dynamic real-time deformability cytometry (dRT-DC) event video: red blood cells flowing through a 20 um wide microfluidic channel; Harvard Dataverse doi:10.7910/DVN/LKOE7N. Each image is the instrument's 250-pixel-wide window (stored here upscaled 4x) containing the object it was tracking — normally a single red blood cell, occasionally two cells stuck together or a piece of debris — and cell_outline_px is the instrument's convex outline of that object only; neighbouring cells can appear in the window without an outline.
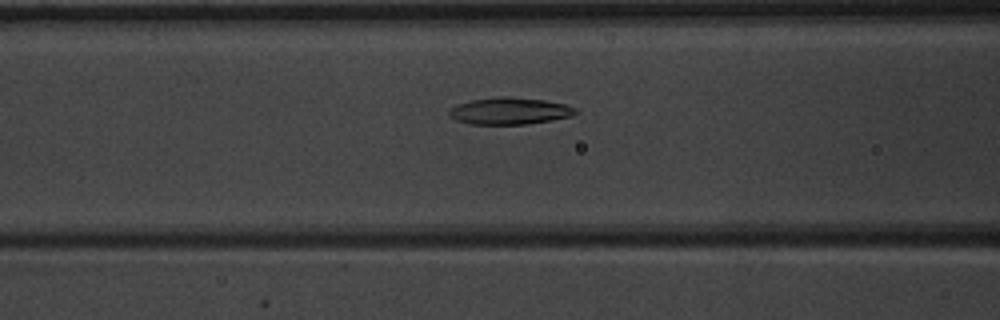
{"species": "common noctule bat (a hibernating species)", "species_latin": "Nyctalus noctula", "temperature_condition": "warm", "stored_images_in_passage": 51, "camera_frame_rate_fps": 3000, "um_per_image_px": 0.085, "animal": {"sex": "male", "body_mass_g": 20.1, "forearm_length_mm": 53.5}, "frame": {"image": 1, "passage_image": 21, "time_ms": 6.667, "image_size_px": [1000, 320], "cell_outline_px": [[580, 112], [572, 116], [552, 120], [524, 124], [472, 124], [456, 120], [448, 116], [448, 108], [456, 104], [472, 100], [500, 96], [508, 96], [544, 100], [564, 104], [576, 108]], "centroid_in_image_um": [43.3, 9.43], "position_along_channel_um": 123.3, "area_um2": 19.94}}
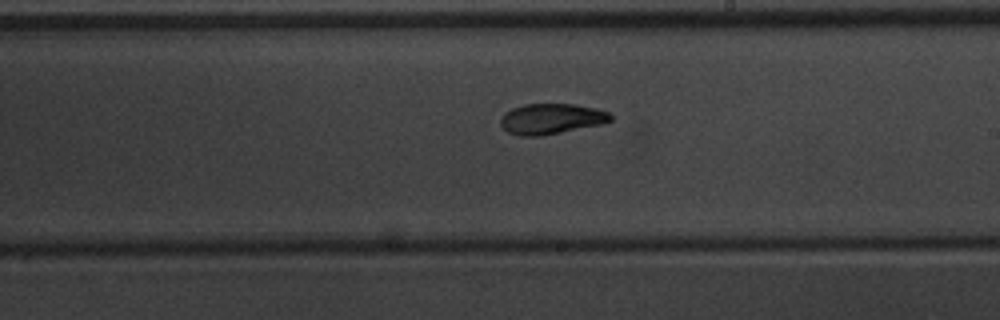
{"frame": {"image": 2, "passage_image": 30, "time_ms": 9.667, "image_size_px": [1000, 320], "cell_outline_px": [[612, 120], [604, 124], [540, 136], [520, 136], [508, 132], [500, 124], [500, 120], [504, 112], [512, 108], [524, 104], [576, 104], [596, 108], [608, 112], [612, 116]], "centroid_in_image_um": [46.87, 10.1], "position_along_channel_um": 242.1, "area_um2": 19.71}}
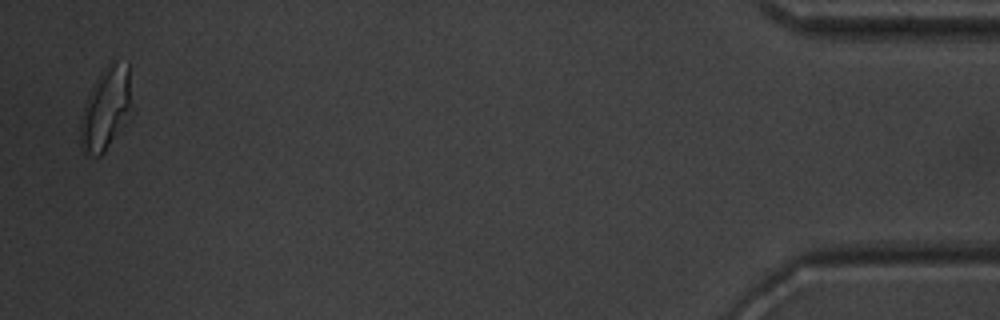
{"frame": {"image": 3, "passage_image": 50, "time_ms": 16.333, "image_size_px": [1000, 320], "cell_outline_px": [[128, 108], [104, 152], [100, 156], [84, 156], [80, 148], [80, 120], [88, 96], [96, 80], [108, 60], [112, 60], [128, 64]], "centroid_in_image_um": [8.87, 9.23], "position_along_channel_um": 426.3, "area_um2": 23.12}, "authors_computed_cell_mechanics": {"area_um2": 20.1722, "velocity_mm_per_s": 3.9584, "shape_relaxation_time_tau1_ms": 5.1314, "shape_relaxation_time_tau2_ms": 2.4048, "deformation_change_tau1": 0.1666, "deformation_change_tau2": 0.0837}}